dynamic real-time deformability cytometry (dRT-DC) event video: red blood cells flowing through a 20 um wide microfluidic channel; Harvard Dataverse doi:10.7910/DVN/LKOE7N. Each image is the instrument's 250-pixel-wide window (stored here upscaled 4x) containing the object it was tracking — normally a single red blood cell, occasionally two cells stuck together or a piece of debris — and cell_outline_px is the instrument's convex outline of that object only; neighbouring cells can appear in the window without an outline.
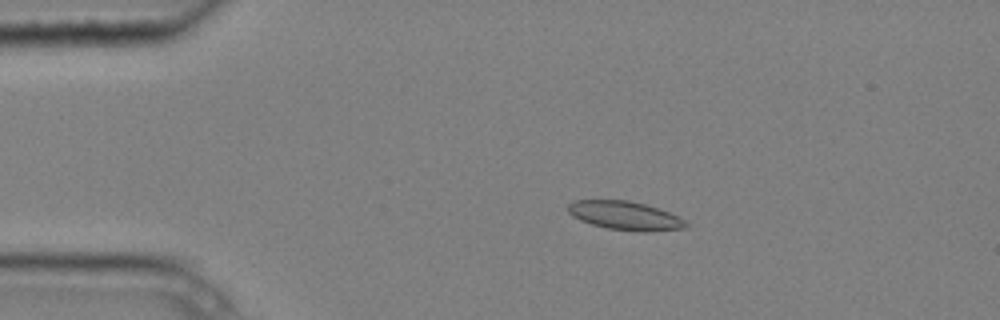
{"species": "common noctule bat (a hibernating species)", "species_latin": "Nyctalus noctula", "temperature_condition": "cold", "stored_images_in_passage": 3, "camera_frame_rate_fps": 3000, "um_per_image_px": 0.085, "animal": {"sex": "male", "body_mass_g": 20.4}, "frame": {"image": 1, "passage_image": 2, "time_ms": 0.333, "image_size_px": [1000, 320], "cell_outline_px": [[692, 224], [688, 228], [644, 232], [640, 232], [608, 228], [592, 224], [580, 220], [572, 216], [568, 212], [568, 204], [572, 200], [628, 200], [644, 204], [668, 212]], "centroid_in_image_um": [53.14, 18.33], "position_along_channel_um": 31.9, "area_um2": 19.71}}